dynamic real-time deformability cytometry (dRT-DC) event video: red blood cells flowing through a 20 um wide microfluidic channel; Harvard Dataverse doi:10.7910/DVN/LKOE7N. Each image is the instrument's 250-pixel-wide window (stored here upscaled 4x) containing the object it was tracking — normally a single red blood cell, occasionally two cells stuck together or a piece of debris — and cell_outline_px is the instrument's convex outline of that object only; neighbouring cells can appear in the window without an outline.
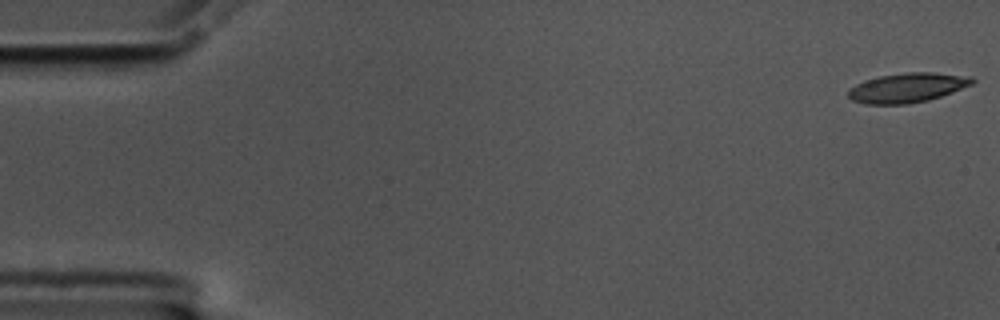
{"species": "common noctule bat (a hibernating species)", "species_latin": "Nyctalus noctula", "temperature_condition": "cold", "stored_images_in_passage": 52, "camera_frame_rate_fps": 3000, "um_per_image_px": 0.085, "animal": {"sex": "male", "body_mass_g": 17.5, "forearm_length_mm": 52.3}, "frame": {"image": 1, "passage_image": 1, "time_ms": 0.0, "image_size_px": [1000, 320], "cell_outline_px": [[976, 80], [972, 84], [952, 92], [928, 100], [908, 104], [864, 104], [852, 100], [848, 96], [848, 92], [856, 84], [864, 80], [880, 76], [908, 72], [936, 72], [972, 76]], "centroid_in_image_um": [77.15, 7.45], "position_along_channel_um": 7.9, "area_um2": 21.33}}
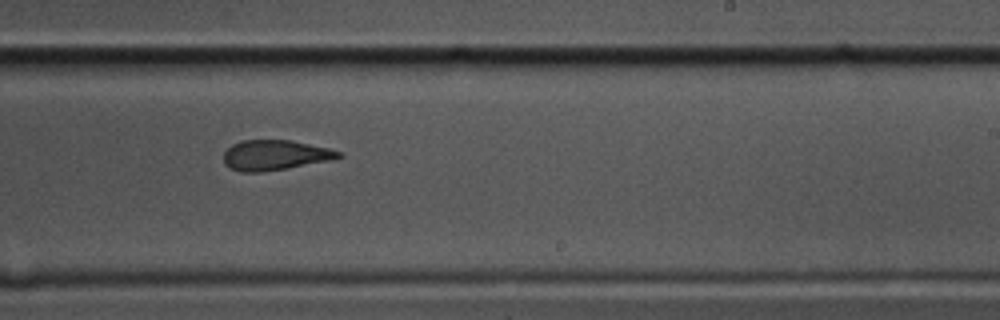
{"frame": {"image": 2, "passage_image": 35, "time_ms": 11.333, "image_size_px": [1000, 320], "cell_outline_px": [[344, 156], [336, 160], [260, 172], [240, 172], [228, 168], [224, 164], [224, 152], [232, 144], [240, 140], [292, 140], [328, 148], [340, 152]], "centroid_in_image_um": [23.38, 13.19], "position_along_channel_um": 265.6, "area_um2": 20.4}}
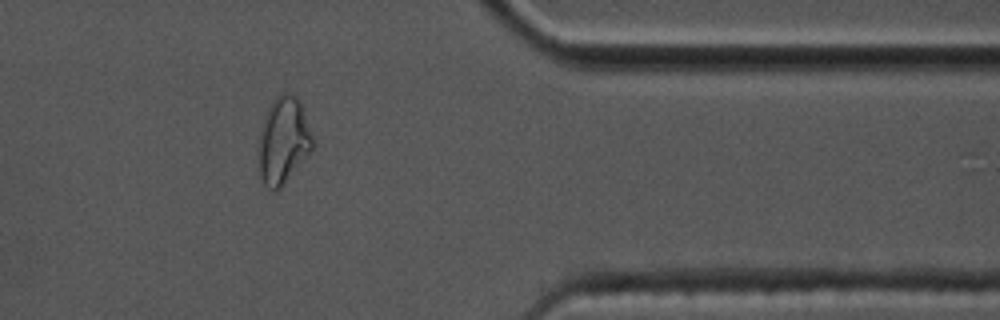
{"frame": {"image": 3, "passage_image": 47, "time_ms": 15.333, "image_size_px": [1000, 320], "cell_outline_px": [[316, 144], [312, 152], [284, 184], [276, 192], [272, 192], [264, 184], [260, 176], [260, 136], [264, 120], [268, 108], [272, 100], [276, 96], [284, 92], [288, 92], [296, 96], [300, 100]], "centroid_in_image_um": [24.14, 11.96], "position_along_channel_um": 387.3, "area_um2": 27.46}, "authors_computed_cell_mechanics": {"area_um2": 21.4149, "velocity_mm_per_s": 3.4841, "shape_relaxation_time_tau1_ms": 10.1119, "shape_relaxation_time_tau2_ms": 2.5966, "deformation_change_tau1": 0.2479, "deformation_change_tau2": 0.1144}}